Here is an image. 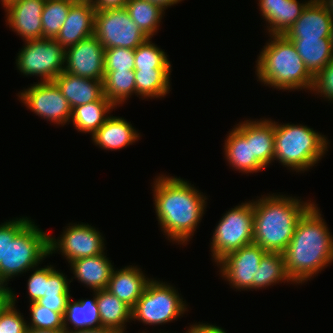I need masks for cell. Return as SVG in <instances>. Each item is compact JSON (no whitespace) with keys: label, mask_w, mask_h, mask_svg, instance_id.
I'll return each instance as SVG.
<instances>
[{"label":"cell","mask_w":333,"mask_h":333,"mask_svg":"<svg viewBox=\"0 0 333 333\" xmlns=\"http://www.w3.org/2000/svg\"><path fill=\"white\" fill-rule=\"evenodd\" d=\"M152 185L161 232L173 244L187 245L207 211V196L188 180L176 176L159 174Z\"/></svg>","instance_id":"cell-1"},{"label":"cell","mask_w":333,"mask_h":333,"mask_svg":"<svg viewBox=\"0 0 333 333\" xmlns=\"http://www.w3.org/2000/svg\"><path fill=\"white\" fill-rule=\"evenodd\" d=\"M318 204L300 218L283 252L285 269L295 285H302L333 263V234Z\"/></svg>","instance_id":"cell-2"},{"label":"cell","mask_w":333,"mask_h":333,"mask_svg":"<svg viewBox=\"0 0 333 333\" xmlns=\"http://www.w3.org/2000/svg\"><path fill=\"white\" fill-rule=\"evenodd\" d=\"M261 197L253 200V243L267 252L283 253L298 221L315 202L280 193Z\"/></svg>","instance_id":"cell-3"},{"label":"cell","mask_w":333,"mask_h":333,"mask_svg":"<svg viewBox=\"0 0 333 333\" xmlns=\"http://www.w3.org/2000/svg\"><path fill=\"white\" fill-rule=\"evenodd\" d=\"M268 37L269 40L257 56V81L277 90L311 91L314 76L306 68L294 43L285 35Z\"/></svg>","instance_id":"cell-4"},{"label":"cell","mask_w":333,"mask_h":333,"mask_svg":"<svg viewBox=\"0 0 333 333\" xmlns=\"http://www.w3.org/2000/svg\"><path fill=\"white\" fill-rule=\"evenodd\" d=\"M47 233L27 216L6 220V251L4 263H0V275L7 283L48 258Z\"/></svg>","instance_id":"cell-5"},{"label":"cell","mask_w":333,"mask_h":333,"mask_svg":"<svg viewBox=\"0 0 333 333\" xmlns=\"http://www.w3.org/2000/svg\"><path fill=\"white\" fill-rule=\"evenodd\" d=\"M274 159L283 167L304 173L316 166L328 151L326 135L303 124L274 121Z\"/></svg>","instance_id":"cell-6"},{"label":"cell","mask_w":333,"mask_h":333,"mask_svg":"<svg viewBox=\"0 0 333 333\" xmlns=\"http://www.w3.org/2000/svg\"><path fill=\"white\" fill-rule=\"evenodd\" d=\"M180 295L172 284L152 277L132 308L131 321L155 327L183 317L189 305Z\"/></svg>","instance_id":"cell-7"},{"label":"cell","mask_w":333,"mask_h":333,"mask_svg":"<svg viewBox=\"0 0 333 333\" xmlns=\"http://www.w3.org/2000/svg\"><path fill=\"white\" fill-rule=\"evenodd\" d=\"M210 241L212 261L253 243V199L242 202L222 214Z\"/></svg>","instance_id":"cell-8"},{"label":"cell","mask_w":333,"mask_h":333,"mask_svg":"<svg viewBox=\"0 0 333 333\" xmlns=\"http://www.w3.org/2000/svg\"><path fill=\"white\" fill-rule=\"evenodd\" d=\"M66 49L55 39L24 41L16 56V67L25 77H40L39 82H53L65 68Z\"/></svg>","instance_id":"cell-9"},{"label":"cell","mask_w":333,"mask_h":333,"mask_svg":"<svg viewBox=\"0 0 333 333\" xmlns=\"http://www.w3.org/2000/svg\"><path fill=\"white\" fill-rule=\"evenodd\" d=\"M94 35L105 49H136L147 37L125 8L96 10Z\"/></svg>","instance_id":"cell-10"},{"label":"cell","mask_w":333,"mask_h":333,"mask_svg":"<svg viewBox=\"0 0 333 333\" xmlns=\"http://www.w3.org/2000/svg\"><path fill=\"white\" fill-rule=\"evenodd\" d=\"M103 234L88 223H69L57 239L49 234V257L61 254L68 263L84 257L105 253ZM60 252V253H59Z\"/></svg>","instance_id":"cell-11"},{"label":"cell","mask_w":333,"mask_h":333,"mask_svg":"<svg viewBox=\"0 0 333 333\" xmlns=\"http://www.w3.org/2000/svg\"><path fill=\"white\" fill-rule=\"evenodd\" d=\"M17 93L18 100L27 109L54 125L70 124L72 109L54 82H33Z\"/></svg>","instance_id":"cell-12"},{"label":"cell","mask_w":333,"mask_h":333,"mask_svg":"<svg viewBox=\"0 0 333 333\" xmlns=\"http://www.w3.org/2000/svg\"><path fill=\"white\" fill-rule=\"evenodd\" d=\"M267 253L257 244H249L226 254L217 263L222 279L235 291L257 290V272L262 257Z\"/></svg>","instance_id":"cell-13"},{"label":"cell","mask_w":333,"mask_h":333,"mask_svg":"<svg viewBox=\"0 0 333 333\" xmlns=\"http://www.w3.org/2000/svg\"><path fill=\"white\" fill-rule=\"evenodd\" d=\"M63 72L94 80H104L105 48L95 35L66 49Z\"/></svg>","instance_id":"cell-14"},{"label":"cell","mask_w":333,"mask_h":333,"mask_svg":"<svg viewBox=\"0 0 333 333\" xmlns=\"http://www.w3.org/2000/svg\"><path fill=\"white\" fill-rule=\"evenodd\" d=\"M46 0H16L5 10V24L23 41L42 39V10Z\"/></svg>","instance_id":"cell-15"},{"label":"cell","mask_w":333,"mask_h":333,"mask_svg":"<svg viewBox=\"0 0 333 333\" xmlns=\"http://www.w3.org/2000/svg\"><path fill=\"white\" fill-rule=\"evenodd\" d=\"M96 9L91 1L77 0L68 12L59 34L55 38L67 49L79 41L94 35Z\"/></svg>","instance_id":"cell-16"},{"label":"cell","mask_w":333,"mask_h":333,"mask_svg":"<svg viewBox=\"0 0 333 333\" xmlns=\"http://www.w3.org/2000/svg\"><path fill=\"white\" fill-rule=\"evenodd\" d=\"M312 0H258L268 35H284Z\"/></svg>","instance_id":"cell-17"},{"label":"cell","mask_w":333,"mask_h":333,"mask_svg":"<svg viewBox=\"0 0 333 333\" xmlns=\"http://www.w3.org/2000/svg\"><path fill=\"white\" fill-rule=\"evenodd\" d=\"M234 127L246 140H251L252 159L269 167L274 159V121L270 118L245 119Z\"/></svg>","instance_id":"cell-18"},{"label":"cell","mask_w":333,"mask_h":333,"mask_svg":"<svg viewBox=\"0 0 333 333\" xmlns=\"http://www.w3.org/2000/svg\"><path fill=\"white\" fill-rule=\"evenodd\" d=\"M332 22L317 0H312L284 35L288 39H329Z\"/></svg>","instance_id":"cell-19"},{"label":"cell","mask_w":333,"mask_h":333,"mask_svg":"<svg viewBox=\"0 0 333 333\" xmlns=\"http://www.w3.org/2000/svg\"><path fill=\"white\" fill-rule=\"evenodd\" d=\"M115 269L114 267L106 289L132 309L152 278L146 277L137 265Z\"/></svg>","instance_id":"cell-20"},{"label":"cell","mask_w":333,"mask_h":333,"mask_svg":"<svg viewBox=\"0 0 333 333\" xmlns=\"http://www.w3.org/2000/svg\"><path fill=\"white\" fill-rule=\"evenodd\" d=\"M101 253L92 257H84L76 259L69 263L70 270L79 283L86 286L92 291L106 289L114 269L112 261L106 255Z\"/></svg>","instance_id":"cell-21"},{"label":"cell","mask_w":333,"mask_h":333,"mask_svg":"<svg viewBox=\"0 0 333 333\" xmlns=\"http://www.w3.org/2000/svg\"><path fill=\"white\" fill-rule=\"evenodd\" d=\"M53 82L67 99L71 109L98 101L104 96L103 81L62 72Z\"/></svg>","instance_id":"cell-22"},{"label":"cell","mask_w":333,"mask_h":333,"mask_svg":"<svg viewBox=\"0 0 333 333\" xmlns=\"http://www.w3.org/2000/svg\"><path fill=\"white\" fill-rule=\"evenodd\" d=\"M141 136L131 122L120 116L112 115L92 135L91 140L101 149L117 151L136 143Z\"/></svg>","instance_id":"cell-23"},{"label":"cell","mask_w":333,"mask_h":333,"mask_svg":"<svg viewBox=\"0 0 333 333\" xmlns=\"http://www.w3.org/2000/svg\"><path fill=\"white\" fill-rule=\"evenodd\" d=\"M228 132L223 152L232 169L243 174H253L266 169L257 159H252L251 140H246L235 127Z\"/></svg>","instance_id":"cell-24"},{"label":"cell","mask_w":333,"mask_h":333,"mask_svg":"<svg viewBox=\"0 0 333 333\" xmlns=\"http://www.w3.org/2000/svg\"><path fill=\"white\" fill-rule=\"evenodd\" d=\"M115 108L117 109L111 101L103 96L98 101L73 108L70 122L73 124L76 131L85 134L88 133L92 137L112 115L110 113Z\"/></svg>","instance_id":"cell-25"},{"label":"cell","mask_w":333,"mask_h":333,"mask_svg":"<svg viewBox=\"0 0 333 333\" xmlns=\"http://www.w3.org/2000/svg\"><path fill=\"white\" fill-rule=\"evenodd\" d=\"M101 327L111 328L118 333H127L126 323L131 322L132 309L107 289L96 291Z\"/></svg>","instance_id":"cell-26"},{"label":"cell","mask_w":333,"mask_h":333,"mask_svg":"<svg viewBox=\"0 0 333 333\" xmlns=\"http://www.w3.org/2000/svg\"><path fill=\"white\" fill-rule=\"evenodd\" d=\"M93 298L68 300L67 309L64 315V330H83L101 327L96 291H93ZM72 328H71V326Z\"/></svg>","instance_id":"cell-27"},{"label":"cell","mask_w":333,"mask_h":333,"mask_svg":"<svg viewBox=\"0 0 333 333\" xmlns=\"http://www.w3.org/2000/svg\"><path fill=\"white\" fill-rule=\"evenodd\" d=\"M135 71L136 95L144 99H159L170 93L172 68L142 69ZM144 97V98H143Z\"/></svg>","instance_id":"cell-28"},{"label":"cell","mask_w":333,"mask_h":333,"mask_svg":"<svg viewBox=\"0 0 333 333\" xmlns=\"http://www.w3.org/2000/svg\"><path fill=\"white\" fill-rule=\"evenodd\" d=\"M303 59L308 71L315 76L333 59L330 39H289Z\"/></svg>","instance_id":"cell-29"},{"label":"cell","mask_w":333,"mask_h":333,"mask_svg":"<svg viewBox=\"0 0 333 333\" xmlns=\"http://www.w3.org/2000/svg\"><path fill=\"white\" fill-rule=\"evenodd\" d=\"M104 96L116 107L122 106L136 94L135 71H105Z\"/></svg>","instance_id":"cell-30"},{"label":"cell","mask_w":333,"mask_h":333,"mask_svg":"<svg viewBox=\"0 0 333 333\" xmlns=\"http://www.w3.org/2000/svg\"><path fill=\"white\" fill-rule=\"evenodd\" d=\"M125 9L147 37L156 36L161 26V20L165 16V11L147 0H129Z\"/></svg>","instance_id":"cell-31"},{"label":"cell","mask_w":333,"mask_h":333,"mask_svg":"<svg viewBox=\"0 0 333 333\" xmlns=\"http://www.w3.org/2000/svg\"><path fill=\"white\" fill-rule=\"evenodd\" d=\"M257 272V289H266L277 284L290 283L292 280L288 277L285 269L283 253L267 252L259 263Z\"/></svg>","instance_id":"cell-32"},{"label":"cell","mask_w":333,"mask_h":333,"mask_svg":"<svg viewBox=\"0 0 333 333\" xmlns=\"http://www.w3.org/2000/svg\"><path fill=\"white\" fill-rule=\"evenodd\" d=\"M77 0H46L42 10V38L55 39Z\"/></svg>","instance_id":"cell-33"},{"label":"cell","mask_w":333,"mask_h":333,"mask_svg":"<svg viewBox=\"0 0 333 333\" xmlns=\"http://www.w3.org/2000/svg\"><path fill=\"white\" fill-rule=\"evenodd\" d=\"M148 38L135 49L134 70L172 68L169 56L165 50L158 47Z\"/></svg>","instance_id":"cell-34"},{"label":"cell","mask_w":333,"mask_h":333,"mask_svg":"<svg viewBox=\"0 0 333 333\" xmlns=\"http://www.w3.org/2000/svg\"><path fill=\"white\" fill-rule=\"evenodd\" d=\"M30 319L27 328L43 330H64V317L49 308L40 305L37 301L29 303Z\"/></svg>","instance_id":"cell-35"},{"label":"cell","mask_w":333,"mask_h":333,"mask_svg":"<svg viewBox=\"0 0 333 333\" xmlns=\"http://www.w3.org/2000/svg\"><path fill=\"white\" fill-rule=\"evenodd\" d=\"M11 291V300L0 311V333H26L27 320L17 308V294Z\"/></svg>","instance_id":"cell-36"},{"label":"cell","mask_w":333,"mask_h":333,"mask_svg":"<svg viewBox=\"0 0 333 333\" xmlns=\"http://www.w3.org/2000/svg\"><path fill=\"white\" fill-rule=\"evenodd\" d=\"M135 50L122 47L105 49V71L134 70Z\"/></svg>","instance_id":"cell-37"},{"label":"cell","mask_w":333,"mask_h":333,"mask_svg":"<svg viewBox=\"0 0 333 333\" xmlns=\"http://www.w3.org/2000/svg\"><path fill=\"white\" fill-rule=\"evenodd\" d=\"M70 280L54 265H48V279L44 297H72L70 294Z\"/></svg>","instance_id":"cell-38"},{"label":"cell","mask_w":333,"mask_h":333,"mask_svg":"<svg viewBox=\"0 0 333 333\" xmlns=\"http://www.w3.org/2000/svg\"><path fill=\"white\" fill-rule=\"evenodd\" d=\"M310 92L333 103V59L314 76Z\"/></svg>","instance_id":"cell-39"},{"label":"cell","mask_w":333,"mask_h":333,"mask_svg":"<svg viewBox=\"0 0 333 333\" xmlns=\"http://www.w3.org/2000/svg\"><path fill=\"white\" fill-rule=\"evenodd\" d=\"M31 275L27 280V295L29 302L38 301L45 296V288L48 279V265L34 267L29 270ZM33 271V272H32Z\"/></svg>","instance_id":"cell-40"},{"label":"cell","mask_w":333,"mask_h":333,"mask_svg":"<svg viewBox=\"0 0 333 333\" xmlns=\"http://www.w3.org/2000/svg\"><path fill=\"white\" fill-rule=\"evenodd\" d=\"M70 298L72 297H42L37 302L51 311L60 313L64 317Z\"/></svg>","instance_id":"cell-41"},{"label":"cell","mask_w":333,"mask_h":333,"mask_svg":"<svg viewBox=\"0 0 333 333\" xmlns=\"http://www.w3.org/2000/svg\"><path fill=\"white\" fill-rule=\"evenodd\" d=\"M185 333H227V331L215 324L195 322L192 325H189Z\"/></svg>","instance_id":"cell-42"},{"label":"cell","mask_w":333,"mask_h":333,"mask_svg":"<svg viewBox=\"0 0 333 333\" xmlns=\"http://www.w3.org/2000/svg\"><path fill=\"white\" fill-rule=\"evenodd\" d=\"M129 0H91L96 10L125 8Z\"/></svg>","instance_id":"cell-43"},{"label":"cell","mask_w":333,"mask_h":333,"mask_svg":"<svg viewBox=\"0 0 333 333\" xmlns=\"http://www.w3.org/2000/svg\"><path fill=\"white\" fill-rule=\"evenodd\" d=\"M6 251V221L0 224V263H4Z\"/></svg>","instance_id":"cell-44"},{"label":"cell","mask_w":333,"mask_h":333,"mask_svg":"<svg viewBox=\"0 0 333 333\" xmlns=\"http://www.w3.org/2000/svg\"><path fill=\"white\" fill-rule=\"evenodd\" d=\"M64 333H118L116 330L106 327L83 330H64Z\"/></svg>","instance_id":"cell-45"},{"label":"cell","mask_w":333,"mask_h":333,"mask_svg":"<svg viewBox=\"0 0 333 333\" xmlns=\"http://www.w3.org/2000/svg\"><path fill=\"white\" fill-rule=\"evenodd\" d=\"M147 1L159 6L163 11H166L168 7L170 8L171 6L179 4L183 0H147Z\"/></svg>","instance_id":"cell-46"},{"label":"cell","mask_w":333,"mask_h":333,"mask_svg":"<svg viewBox=\"0 0 333 333\" xmlns=\"http://www.w3.org/2000/svg\"><path fill=\"white\" fill-rule=\"evenodd\" d=\"M7 284L8 283L0 275V297H11L13 288L11 289Z\"/></svg>","instance_id":"cell-47"},{"label":"cell","mask_w":333,"mask_h":333,"mask_svg":"<svg viewBox=\"0 0 333 333\" xmlns=\"http://www.w3.org/2000/svg\"><path fill=\"white\" fill-rule=\"evenodd\" d=\"M317 2L323 7V9L333 20V0H317Z\"/></svg>","instance_id":"cell-48"},{"label":"cell","mask_w":333,"mask_h":333,"mask_svg":"<svg viewBox=\"0 0 333 333\" xmlns=\"http://www.w3.org/2000/svg\"><path fill=\"white\" fill-rule=\"evenodd\" d=\"M26 333H64V330H43V329L27 328Z\"/></svg>","instance_id":"cell-49"},{"label":"cell","mask_w":333,"mask_h":333,"mask_svg":"<svg viewBox=\"0 0 333 333\" xmlns=\"http://www.w3.org/2000/svg\"><path fill=\"white\" fill-rule=\"evenodd\" d=\"M11 300V297H0V311L7 305Z\"/></svg>","instance_id":"cell-50"},{"label":"cell","mask_w":333,"mask_h":333,"mask_svg":"<svg viewBox=\"0 0 333 333\" xmlns=\"http://www.w3.org/2000/svg\"><path fill=\"white\" fill-rule=\"evenodd\" d=\"M16 0H0L2 7L5 9L8 5L15 2Z\"/></svg>","instance_id":"cell-51"},{"label":"cell","mask_w":333,"mask_h":333,"mask_svg":"<svg viewBox=\"0 0 333 333\" xmlns=\"http://www.w3.org/2000/svg\"><path fill=\"white\" fill-rule=\"evenodd\" d=\"M329 39H330V44H331V48H332V52H333V22H332V26H331Z\"/></svg>","instance_id":"cell-52"},{"label":"cell","mask_w":333,"mask_h":333,"mask_svg":"<svg viewBox=\"0 0 333 333\" xmlns=\"http://www.w3.org/2000/svg\"><path fill=\"white\" fill-rule=\"evenodd\" d=\"M141 333H147V332L142 331ZM159 333H168V331H167V332H159ZM175 333H176V332H175Z\"/></svg>","instance_id":"cell-53"}]
</instances>
